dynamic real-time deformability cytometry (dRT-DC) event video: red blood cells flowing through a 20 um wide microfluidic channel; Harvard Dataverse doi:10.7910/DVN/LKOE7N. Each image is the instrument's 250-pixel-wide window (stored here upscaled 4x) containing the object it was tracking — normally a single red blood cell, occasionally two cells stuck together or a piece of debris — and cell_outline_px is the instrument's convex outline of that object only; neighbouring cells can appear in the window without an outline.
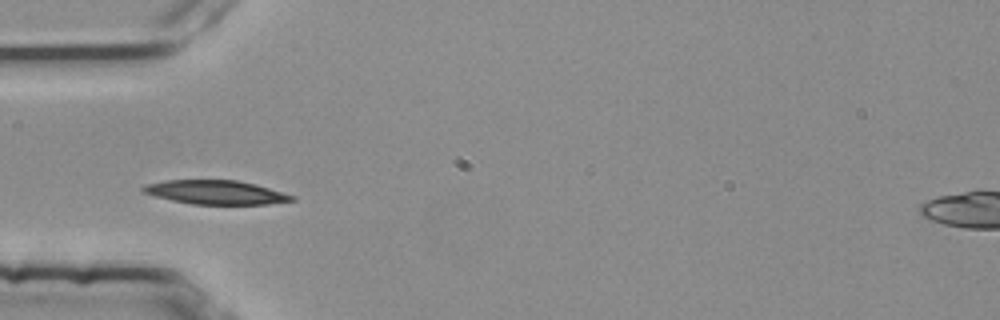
{"species": "common noctule bat (a hibernating species)", "species_latin": "Nyctalus noctula", "temperature_condition": "room temperature", "stored_images_in_passage": 31, "camera_frame_rate_fps": 3000, "um_per_image_px": 0.085, "animal": {"sex": "female", "body_mass_g": 25.1}, "frame": {"image": 1, "passage_image": 1, "time_ms": 0.0, "image_size_px": [1000, 320], "cell_outline_px": [[296, 200], [268, 204], [192, 204], [172, 200], [140, 192], [140, 188], [144, 184], [164, 180], [236, 180], [256, 184], [296, 196]], "centroid_in_image_um": [18.32, 16.34], "position_along_channel_um": 66.7, "area_um2": 20.87}}
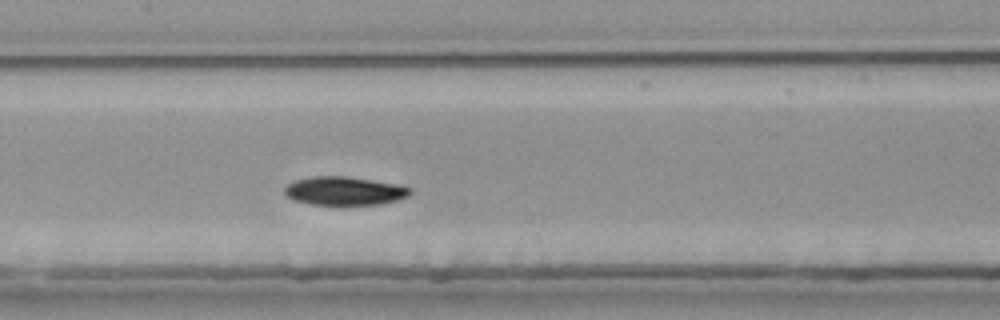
{"frame": {"image": 2, "passage_image": 10, "time_ms": 3.0, "image_size_px": [1000, 320], "cell_outline_px": [[412, 192], [408, 196], [396, 200], [380, 204], [344, 208], [312, 204], [296, 200], [288, 196], [284, 192], [284, 188], [288, 184], [296, 180], [312, 176], [348, 176], [404, 184], [412, 188]], "centroid_in_image_um": [29.36, 16.26], "position_along_channel_um": 178.0, "area_um2": 21.91}, "authors_computed_cell_mechanics": {"area_um2": 21.3282, "velocity_mm_per_s": 3.722, "shape_relaxation_time_tau1_ms": 2.5979, "shape_relaxation_time_tau2_ms": 4.143, "deformation_change_tau1": 0.1316, "deformation_change_tau2": 0.0419}}